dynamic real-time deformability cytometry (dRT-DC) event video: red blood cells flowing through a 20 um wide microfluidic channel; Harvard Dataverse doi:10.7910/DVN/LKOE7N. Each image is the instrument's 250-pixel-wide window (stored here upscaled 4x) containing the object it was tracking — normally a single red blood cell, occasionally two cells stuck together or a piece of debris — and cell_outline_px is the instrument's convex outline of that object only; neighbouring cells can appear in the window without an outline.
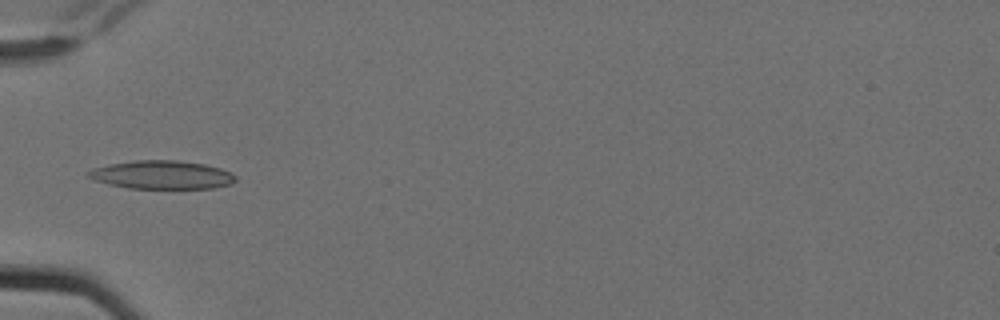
{"species": "Egyptian fruit bat (a non-hibernating species)", "species_latin": "Rousettus aegyptiacus", "temperature_condition": "cold", "stored_images_in_passage": 6, "camera_frame_rate_fps": 3000, "um_per_image_px": 0.085, "animal": {"sex": "female"}, "frame": {"image": 1, "passage_image": 5, "time_ms": 1.333, "image_size_px": [1000, 320], "cell_outline_px": [[236, 180], [232, 184], [212, 188], [128, 188], [108, 184], [96, 180], [88, 176], [88, 172], [92, 168], [108, 164], [136, 160], [176, 160], [204, 164], [220, 168], [236, 176]], "centroid_in_image_um": [13.76, 14.86], "position_along_channel_um": 71.2, "area_um2": 24.22}}
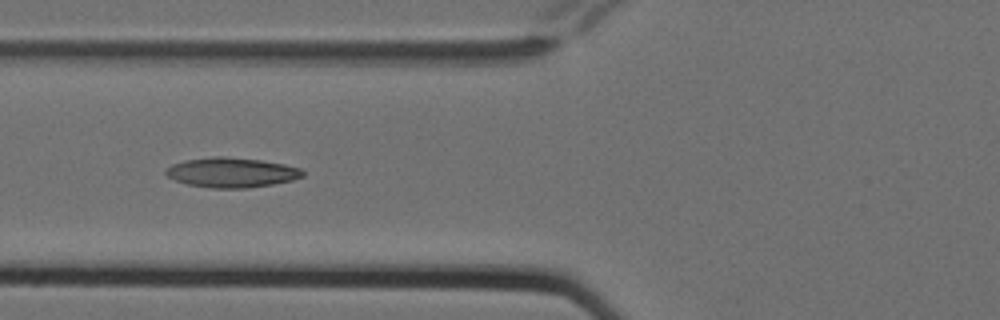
{"frame": {"image": 2, "passage_image": 6, "time_ms": 1.667, "image_size_px": [1000, 320], "cell_outline_px": [[304, 176], [292, 180], [272, 184], [244, 188], [212, 188], [188, 184], [176, 180], [168, 176], [164, 172], [172, 164], [184, 160], [216, 156], [224, 156], [260, 160], [284, 164], [300, 168], [304, 172]], "centroid_in_image_um": [19.69, 14.65], "position_along_channel_um": 106.1, "area_um2": 23.58}}